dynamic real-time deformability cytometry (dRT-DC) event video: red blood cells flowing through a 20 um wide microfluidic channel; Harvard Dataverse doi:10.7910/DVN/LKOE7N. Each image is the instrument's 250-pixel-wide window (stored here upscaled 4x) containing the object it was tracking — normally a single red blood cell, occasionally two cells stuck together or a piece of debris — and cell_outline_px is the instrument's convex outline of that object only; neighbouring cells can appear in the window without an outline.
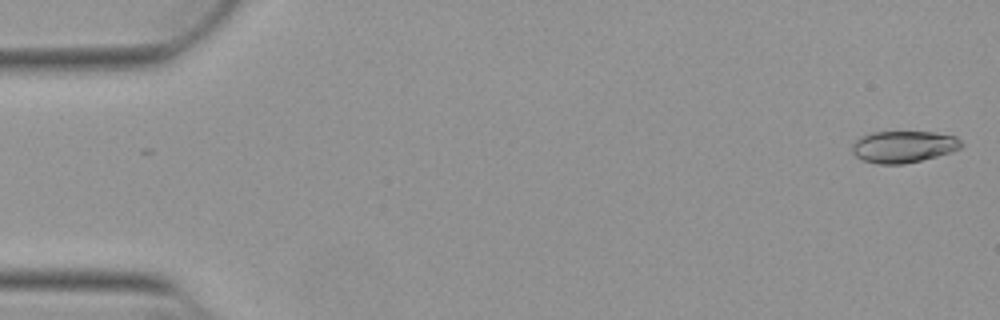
{"species": "Egyptian fruit bat (a non-hibernating species)", "species_latin": "Rousettus aegyptiacus", "temperature_condition": "warm", "stored_images_in_passage": 52, "camera_frame_rate_fps": 3000, "um_per_image_px": 0.085, "animal": {"sex": "female"}, "frame": {"image": 1, "passage_image": 1, "time_ms": 0.0, "image_size_px": [1000, 320], "cell_outline_px": [[964, 144], [960, 148], [952, 152], [904, 164], [876, 164], [860, 160], [852, 152], [852, 144], [860, 136], [872, 132], [936, 132], [956, 136]], "centroid_in_image_um": [76.78, 12.47], "position_along_channel_um": 8.2, "area_um2": 20.4}}
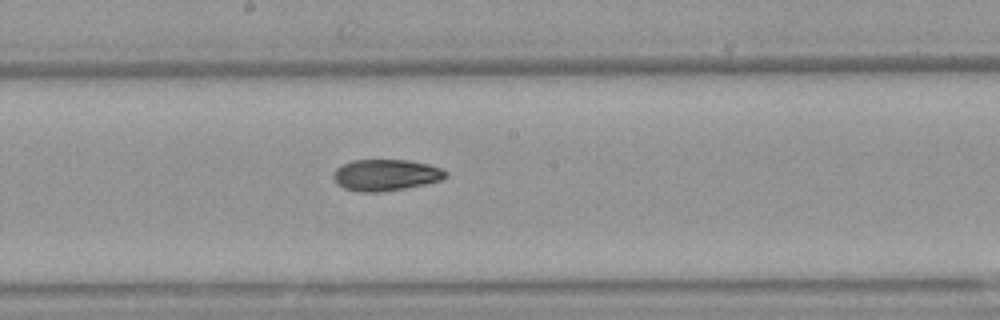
{"frame": {"image": 2, "passage_image": 28, "time_ms": 9.0, "image_size_px": [1000, 320], "cell_outline_px": [[448, 176], [440, 180], [424, 184], [404, 188], [380, 192], [360, 192], [344, 188], [336, 184], [332, 176], [332, 172], [336, 168], [352, 160], [408, 160], [428, 164], [440, 168], [448, 172]], "centroid_in_image_um": [32.76, 14.87], "position_along_channel_um": 215.4, "area_um2": 20.58}}
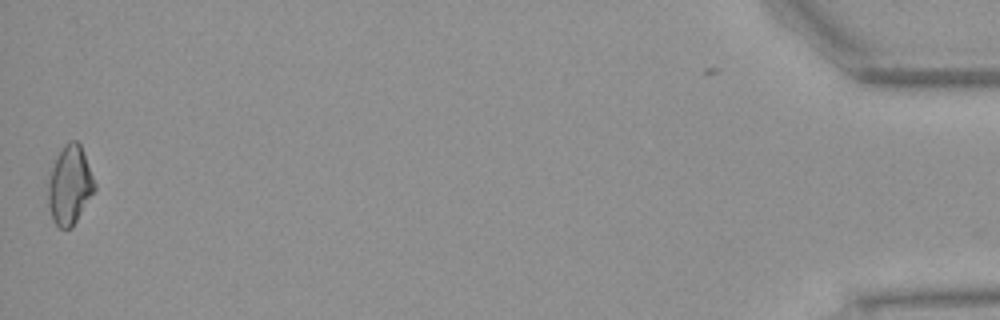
{"frame": {"image": 3, "passage_image": 52, "time_ms": 17.0, "image_size_px": [1000, 320], "cell_outline_px": [[96, 188], [72, 228], [60, 228], [52, 220], [48, 204], [48, 184], [52, 168], [56, 156], [64, 144], [68, 140], [76, 140], [80, 144], [96, 184]], "centroid_in_image_um": [5.92, 15.73], "position_along_channel_um": 429.3, "area_um2": 21.21}, "authors_computed_cell_mechanics": {"area_um2": 20.4612, "velocity_mm_per_s": 3.8894, "shape_relaxation_time_tau1_ms": 11.1525, "shape_relaxation_time_tau2_ms": 7.3565, "deformation_change_tau1": 0.2357, "deformation_change_tau2": 0.1371}}